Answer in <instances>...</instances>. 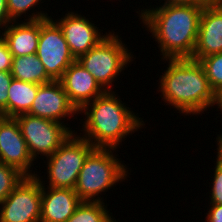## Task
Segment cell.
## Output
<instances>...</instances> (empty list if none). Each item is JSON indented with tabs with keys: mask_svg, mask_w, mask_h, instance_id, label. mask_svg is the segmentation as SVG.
Segmentation results:
<instances>
[{
	"mask_svg": "<svg viewBox=\"0 0 222 222\" xmlns=\"http://www.w3.org/2000/svg\"><path fill=\"white\" fill-rule=\"evenodd\" d=\"M109 212L104 202L82 201L66 222H114Z\"/></svg>",
	"mask_w": 222,
	"mask_h": 222,
	"instance_id": "cell-19",
	"label": "cell"
},
{
	"mask_svg": "<svg viewBox=\"0 0 222 222\" xmlns=\"http://www.w3.org/2000/svg\"><path fill=\"white\" fill-rule=\"evenodd\" d=\"M11 75L14 79L38 85L53 81L36 53L13 57Z\"/></svg>",
	"mask_w": 222,
	"mask_h": 222,
	"instance_id": "cell-17",
	"label": "cell"
},
{
	"mask_svg": "<svg viewBox=\"0 0 222 222\" xmlns=\"http://www.w3.org/2000/svg\"><path fill=\"white\" fill-rule=\"evenodd\" d=\"M12 58L13 56L9 51L8 45L0 37V71L11 72Z\"/></svg>",
	"mask_w": 222,
	"mask_h": 222,
	"instance_id": "cell-25",
	"label": "cell"
},
{
	"mask_svg": "<svg viewBox=\"0 0 222 222\" xmlns=\"http://www.w3.org/2000/svg\"><path fill=\"white\" fill-rule=\"evenodd\" d=\"M40 2L42 4L43 0H7V9L9 12L10 19L13 22H18L19 20L21 21V19L24 18L23 16H27L26 19L24 18L25 21H38L50 18L51 16L48 15L47 11L45 12L43 10H40L39 12L34 9L37 5L40 4ZM28 11H31V15L28 13Z\"/></svg>",
	"mask_w": 222,
	"mask_h": 222,
	"instance_id": "cell-20",
	"label": "cell"
},
{
	"mask_svg": "<svg viewBox=\"0 0 222 222\" xmlns=\"http://www.w3.org/2000/svg\"><path fill=\"white\" fill-rule=\"evenodd\" d=\"M199 62L204 68L211 89L217 95L222 91V52L203 57Z\"/></svg>",
	"mask_w": 222,
	"mask_h": 222,
	"instance_id": "cell-21",
	"label": "cell"
},
{
	"mask_svg": "<svg viewBox=\"0 0 222 222\" xmlns=\"http://www.w3.org/2000/svg\"><path fill=\"white\" fill-rule=\"evenodd\" d=\"M81 202L74 189L41 186L40 222H66Z\"/></svg>",
	"mask_w": 222,
	"mask_h": 222,
	"instance_id": "cell-15",
	"label": "cell"
},
{
	"mask_svg": "<svg viewBox=\"0 0 222 222\" xmlns=\"http://www.w3.org/2000/svg\"><path fill=\"white\" fill-rule=\"evenodd\" d=\"M41 184L36 177H24L0 203V222H40Z\"/></svg>",
	"mask_w": 222,
	"mask_h": 222,
	"instance_id": "cell-9",
	"label": "cell"
},
{
	"mask_svg": "<svg viewBox=\"0 0 222 222\" xmlns=\"http://www.w3.org/2000/svg\"><path fill=\"white\" fill-rule=\"evenodd\" d=\"M12 80L11 72L0 71V116L8 117V89Z\"/></svg>",
	"mask_w": 222,
	"mask_h": 222,
	"instance_id": "cell-24",
	"label": "cell"
},
{
	"mask_svg": "<svg viewBox=\"0 0 222 222\" xmlns=\"http://www.w3.org/2000/svg\"><path fill=\"white\" fill-rule=\"evenodd\" d=\"M206 210V222H222V204H210Z\"/></svg>",
	"mask_w": 222,
	"mask_h": 222,
	"instance_id": "cell-27",
	"label": "cell"
},
{
	"mask_svg": "<svg viewBox=\"0 0 222 222\" xmlns=\"http://www.w3.org/2000/svg\"><path fill=\"white\" fill-rule=\"evenodd\" d=\"M67 12L61 19H55L54 21L61 28L70 52L77 60L81 55L96 46L108 33L106 32L103 35V32L101 33L103 30L98 29L97 25L92 23L93 21L77 11L75 13L67 10Z\"/></svg>",
	"mask_w": 222,
	"mask_h": 222,
	"instance_id": "cell-12",
	"label": "cell"
},
{
	"mask_svg": "<svg viewBox=\"0 0 222 222\" xmlns=\"http://www.w3.org/2000/svg\"><path fill=\"white\" fill-rule=\"evenodd\" d=\"M215 107L220 109V110H218V109H216V110L220 111L222 114V91L216 95V106Z\"/></svg>",
	"mask_w": 222,
	"mask_h": 222,
	"instance_id": "cell-29",
	"label": "cell"
},
{
	"mask_svg": "<svg viewBox=\"0 0 222 222\" xmlns=\"http://www.w3.org/2000/svg\"><path fill=\"white\" fill-rule=\"evenodd\" d=\"M11 22H13L9 17V12L7 9V0H0V29L5 28Z\"/></svg>",
	"mask_w": 222,
	"mask_h": 222,
	"instance_id": "cell-28",
	"label": "cell"
},
{
	"mask_svg": "<svg viewBox=\"0 0 222 222\" xmlns=\"http://www.w3.org/2000/svg\"><path fill=\"white\" fill-rule=\"evenodd\" d=\"M118 149L95 147L86 158L77 178L75 192L82 201L104 202L103 194L121 183L130 173L124 160L120 161ZM103 193V194H102ZM101 196H100V195ZM100 196V197H99Z\"/></svg>",
	"mask_w": 222,
	"mask_h": 222,
	"instance_id": "cell-4",
	"label": "cell"
},
{
	"mask_svg": "<svg viewBox=\"0 0 222 222\" xmlns=\"http://www.w3.org/2000/svg\"><path fill=\"white\" fill-rule=\"evenodd\" d=\"M24 177L16 168L0 162V203L7 198Z\"/></svg>",
	"mask_w": 222,
	"mask_h": 222,
	"instance_id": "cell-23",
	"label": "cell"
},
{
	"mask_svg": "<svg viewBox=\"0 0 222 222\" xmlns=\"http://www.w3.org/2000/svg\"><path fill=\"white\" fill-rule=\"evenodd\" d=\"M14 118L18 122L22 136L34 161L38 160V158L40 159L41 156L43 161L44 158L51 156L73 132L66 124L28 113Z\"/></svg>",
	"mask_w": 222,
	"mask_h": 222,
	"instance_id": "cell-7",
	"label": "cell"
},
{
	"mask_svg": "<svg viewBox=\"0 0 222 222\" xmlns=\"http://www.w3.org/2000/svg\"><path fill=\"white\" fill-rule=\"evenodd\" d=\"M122 103L116 91H105L80 111L83 114L80 136L94 147L117 149L123 139L145 126L143 118Z\"/></svg>",
	"mask_w": 222,
	"mask_h": 222,
	"instance_id": "cell-3",
	"label": "cell"
},
{
	"mask_svg": "<svg viewBox=\"0 0 222 222\" xmlns=\"http://www.w3.org/2000/svg\"><path fill=\"white\" fill-rule=\"evenodd\" d=\"M222 52V0H214L203 8L198 38L191 57L199 61L211 54Z\"/></svg>",
	"mask_w": 222,
	"mask_h": 222,
	"instance_id": "cell-13",
	"label": "cell"
},
{
	"mask_svg": "<svg viewBox=\"0 0 222 222\" xmlns=\"http://www.w3.org/2000/svg\"><path fill=\"white\" fill-rule=\"evenodd\" d=\"M59 81L70 102L78 111L105 92L95 78L77 60L65 70Z\"/></svg>",
	"mask_w": 222,
	"mask_h": 222,
	"instance_id": "cell-14",
	"label": "cell"
},
{
	"mask_svg": "<svg viewBox=\"0 0 222 222\" xmlns=\"http://www.w3.org/2000/svg\"><path fill=\"white\" fill-rule=\"evenodd\" d=\"M216 141L218 152H216L213 178L210 180L212 188L209 192L211 196L209 195L210 203L208 204H222V133L217 135Z\"/></svg>",
	"mask_w": 222,
	"mask_h": 222,
	"instance_id": "cell-22",
	"label": "cell"
},
{
	"mask_svg": "<svg viewBox=\"0 0 222 222\" xmlns=\"http://www.w3.org/2000/svg\"><path fill=\"white\" fill-rule=\"evenodd\" d=\"M28 114L67 124L69 129L75 132L67 122L64 123V120L67 121L72 116L78 115L79 111L70 102L60 81L53 80L49 83L39 85L33 105Z\"/></svg>",
	"mask_w": 222,
	"mask_h": 222,
	"instance_id": "cell-11",
	"label": "cell"
},
{
	"mask_svg": "<svg viewBox=\"0 0 222 222\" xmlns=\"http://www.w3.org/2000/svg\"><path fill=\"white\" fill-rule=\"evenodd\" d=\"M149 7L141 8L136 13L146 31L158 43L162 55L160 58H191L197 43L203 8L171 4Z\"/></svg>",
	"mask_w": 222,
	"mask_h": 222,
	"instance_id": "cell-1",
	"label": "cell"
},
{
	"mask_svg": "<svg viewBox=\"0 0 222 222\" xmlns=\"http://www.w3.org/2000/svg\"><path fill=\"white\" fill-rule=\"evenodd\" d=\"M19 22H11L0 32L2 39L8 45L10 53L13 57L37 53L40 20Z\"/></svg>",
	"mask_w": 222,
	"mask_h": 222,
	"instance_id": "cell-16",
	"label": "cell"
},
{
	"mask_svg": "<svg viewBox=\"0 0 222 222\" xmlns=\"http://www.w3.org/2000/svg\"><path fill=\"white\" fill-rule=\"evenodd\" d=\"M168 66L159 77L160 97L182 115H199L216 106V94L211 89L203 66L191 58L161 59Z\"/></svg>",
	"mask_w": 222,
	"mask_h": 222,
	"instance_id": "cell-2",
	"label": "cell"
},
{
	"mask_svg": "<svg viewBox=\"0 0 222 222\" xmlns=\"http://www.w3.org/2000/svg\"><path fill=\"white\" fill-rule=\"evenodd\" d=\"M72 132L60 147L45 158L47 179L36 174L41 186L74 189L78 175L89 153L95 148L88 140ZM49 180V181H48ZM47 184V185H45Z\"/></svg>",
	"mask_w": 222,
	"mask_h": 222,
	"instance_id": "cell-6",
	"label": "cell"
},
{
	"mask_svg": "<svg viewBox=\"0 0 222 222\" xmlns=\"http://www.w3.org/2000/svg\"><path fill=\"white\" fill-rule=\"evenodd\" d=\"M0 162L16 168L25 177L38 173L33 170L35 162L14 117L0 116Z\"/></svg>",
	"mask_w": 222,
	"mask_h": 222,
	"instance_id": "cell-10",
	"label": "cell"
},
{
	"mask_svg": "<svg viewBox=\"0 0 222 222\" xmlns=\"http://www.w3.org/2000/svg\"><path fill=\"white\" fill-rule=\"evenodd\" d=\"M164 5H185L204 8L211 4L214 0H162Z\"/></svg>",
	"mask_w": 222,
	"mask_h": 222,
	"instance_id": "cell-26",
	"label": "cell"
},
{
	"mask_svg": "<svg viewBox=\"0 0 222 222\" xmlns=\"http://www.w3.org/2000/svg\"><path fill=\"white\" fill-rule=\"evenodd\" d=\"M118 35L114 29L109 30L104 39L77 59L105 91H113L117 77L134 61V55Z\"/></svg>",
	"mask_w": 222,
	"mask_h": 222,
	"instance_id": "cell-5",
	"label": "cell"
},
{
	"mask_svg": "<svg viewBox=\"0 0 222 222\" xmlns=\"http://www.w3.org/2000/svg\"><path fill=\"white\" fill-rule=\"evenodd\" d=\"M39 85L14 79L8 89V117L28 113L33 105Z\"/></svg>",
	"mask_w": 222,
	"mask_h": 222,
	"instance_id": "cell-18",
	"label": "cell"
},
{
	"mask_svg": "<svg viewBox=\"0 0 222 222\" xmlns=\"http://www.w3.org/2000/svg\"><path fill=\"white\" fill-rule=\"evenodd\" d=\"M36 54L53 80H59L76 60L70 52L61 28L52 17L40 20Z\"/></svg>",
	"mask_w": 222,
	"mask_h": 222,
	"instance_id": "cell-8",
	"label": "cell"
}]
</instances>
